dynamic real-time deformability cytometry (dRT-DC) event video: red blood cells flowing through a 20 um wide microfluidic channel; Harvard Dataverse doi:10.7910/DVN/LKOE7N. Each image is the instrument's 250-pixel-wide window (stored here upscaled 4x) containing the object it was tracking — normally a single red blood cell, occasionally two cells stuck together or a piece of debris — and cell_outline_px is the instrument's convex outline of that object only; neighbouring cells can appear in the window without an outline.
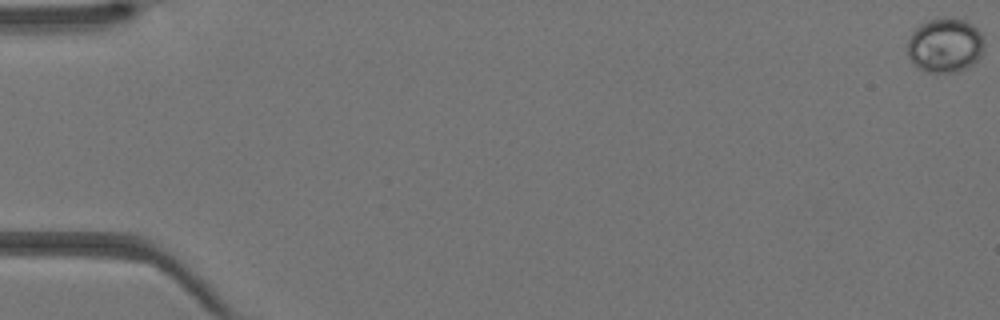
{"species": "Egyptian fruit bat (a non-hibernating species)", "species_latin": "Rousettus aegyptiacus", "temperature_condition": "warm", "stored_images_in_passage": 44, "camera_frame_rate_fps": 3000, "um_per_image_px": 0.085, "animal": {"sex": "female"}, "frame": {"image": 1, "passage_image": 1, "time_ms": 0.0, "image_size_px": [1000, 320], "cell_outline_px": [[984, 44], [980, 56], [972, 64], [960, 72], [928, 72], [916, 68], [912, 64], [908, 56], [908, 40], [912, 32], [920, 24], [928, 20], [944, 16], [964, 20], [972, 24], [980, 32], [984, 40]], "centroid_in_image_um": [80.31, 3.85], "position_along_channel_um": 4.7, "area_um2": 24.62}}
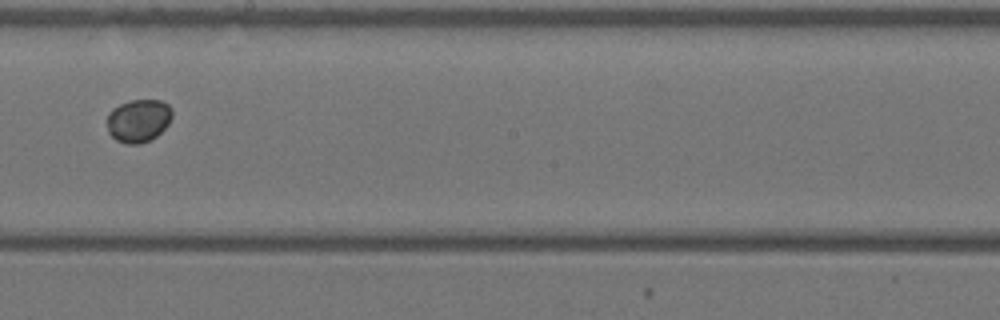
{"frame": {"image": 2, "passage_image": 26, "time_ms": 8.333, "image_size_px": [1000, 320], "cell_outline_px": [[172, 116], [168, 124], [156, 136], [140, 144], [128, 144], [116, 140], [108, 132], [108, 112], [112, 108], [120, 104], [132, 100], [160, 100], [168, 104], [172, 108]], "centroid_in_image_um": [11.77, 10.24], "position_along_channel_um": 236.4, "area_um2": 16.24}}
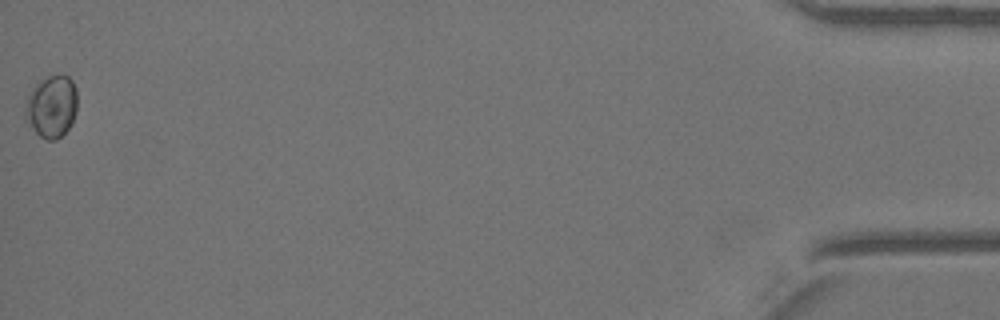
{"frame": {"image": 3, "passage_image": 44, "time_ms": 14.333, "image_size_px": [1000, 320], "cell_outline_px": [[76, 112], [68, 128], [56, 140], [48, 140], [40, 136], [32, 128], [28, 120], [24, 108], [24, 104], [32, 88], [40, 80], [48, 76], [68, 76], [72, 80], [76, 88]], "centroid_in_image_um": [4.38, 9.04], "position_along_channel_um": 430.8, "area_um2": 18.55}}